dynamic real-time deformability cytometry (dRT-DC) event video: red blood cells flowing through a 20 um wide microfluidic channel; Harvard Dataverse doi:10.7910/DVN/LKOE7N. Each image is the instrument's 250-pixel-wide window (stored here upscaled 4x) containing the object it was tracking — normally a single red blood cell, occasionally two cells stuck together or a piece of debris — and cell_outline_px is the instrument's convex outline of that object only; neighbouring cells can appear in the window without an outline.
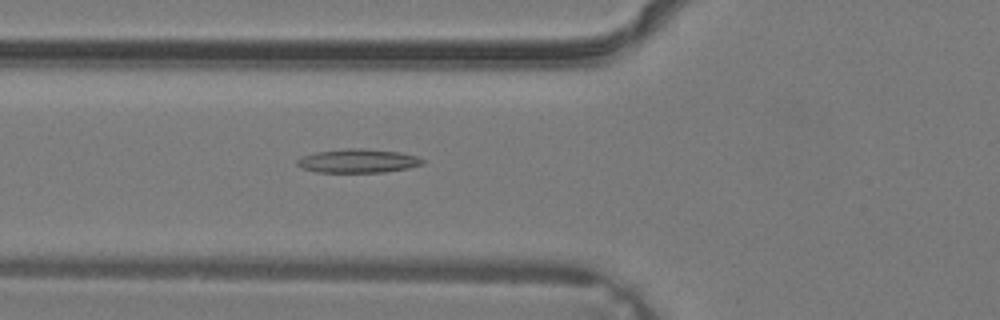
{"species": "common noctule bat (a hibernating species)", "species_latin": "Nyctalus noctula", "temperature_condition": "warm", "stored_images_in_passage": 38, "camera_frame_rate_fps": 3000, "um_per_image_px": 0.085, "animal": {"sex": "male", "body_mass_g": 19.2, "forearm_length_mm": 51.8}, "frame": {"image": 1, "passage_image": 15, "time_ms": 4.667, "image_size_px": [1000, 320], "cell_outline_px": [[424, 164], [408, 168], [384, 172], [316, 172], [300, 168], [296, 164], [296, 160], [304, 156], [316, 152], [348, 148], [364, 148], [400, 152], [416, 156], [424, 160]], "centroid_in_image_um": [30.42, 13.68], "position_along_channel_um": 95.4, "area_um2": 17.4}}
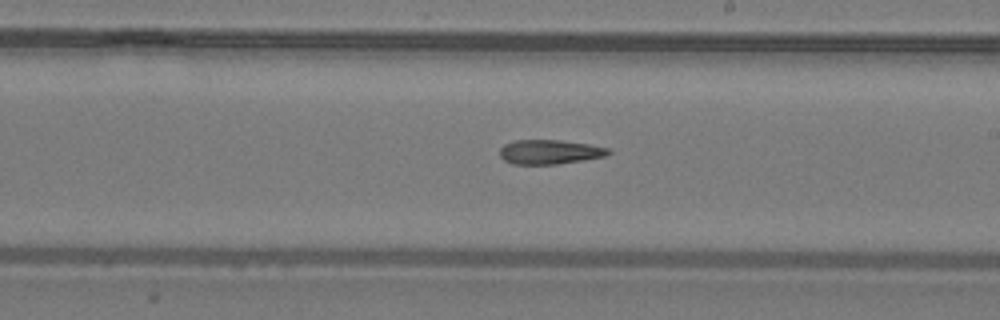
{"frame": {"image": 2, "passage_image": 23, "time_ms": 7.333, "image_size_px": [1000, 320], "cell_outline_px": [[612, 152], [604, 156], [556, 164], [512, 164], [504, 160], [500, 156], [500, 148], [504, 144], [516, 140], [560, 140], [588, 144], [608, 148]], "centroid_in_image_um": [46.68, 12.91], "position_along_channel_um": 242.3, "area_um2": 15.26}}
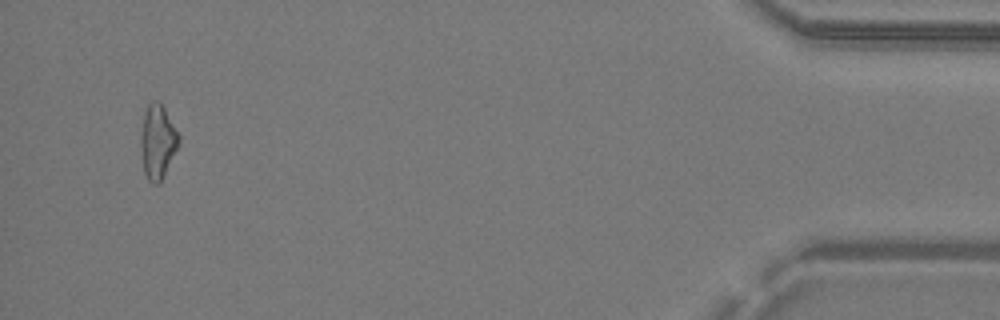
{"frame": {"image": 3, "passage_image": 37, "time_ms": 12.0, "image_size_px": [1000, 320], "cell_outline_px": [[180, 144], [160, 184], [152, 184], [148, 180], [144, 172], [140, 144], [140, 136], [144, 112], [148, 104], [152, 100], [160, 100], [180, 136]], "centroid_in_image_um": [13.4, 12.04], "position_along_channel_um": 421.8, "area_um2": 16.76}}